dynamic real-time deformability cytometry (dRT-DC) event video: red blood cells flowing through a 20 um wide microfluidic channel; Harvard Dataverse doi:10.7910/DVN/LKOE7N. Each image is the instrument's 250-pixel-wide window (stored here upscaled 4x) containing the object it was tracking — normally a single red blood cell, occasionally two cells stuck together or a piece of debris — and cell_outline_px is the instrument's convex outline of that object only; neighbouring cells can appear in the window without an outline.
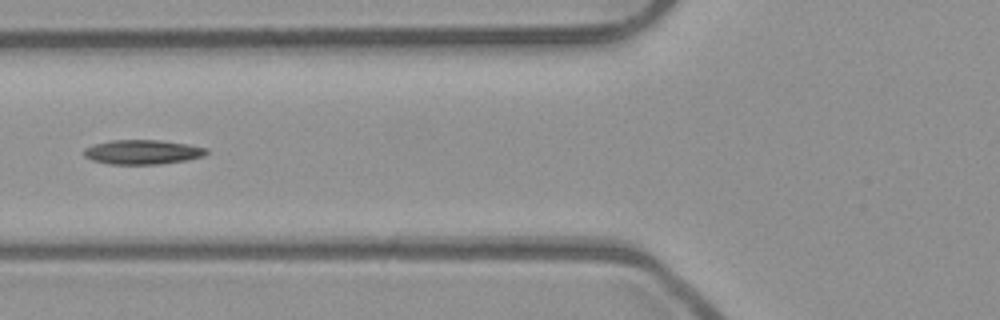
{"species": "common noctule bat (a hibernating species)", "species_latin": "Nyctalus noctula", "temperature_condition": "room temperature", "stored_images_in_passage": 52, "camera_frame_rate_fps": 3000, "um_per_image_px": 0.085, "animal": {"sex": "male", "body_mass_g": 23.1, "forearm_length_mm": 52.7}, "frame": {"image": 1, "passage_image": 20, "time_ms": 6.333, "image_size_px": [1000, 320], "cell_outline_px": [[208, 152], [204, 156], [188, 160], [160, 164], [108, 164], [92, 160], [84, 156], [84, 148], [92, 144], [112, 140], [160, 140], [188, 144], [208, 148]], "centroid_in_image_um": [12.12, 12.92], "position_along_channel_um": 113.7, "area_um2": 17.63}}
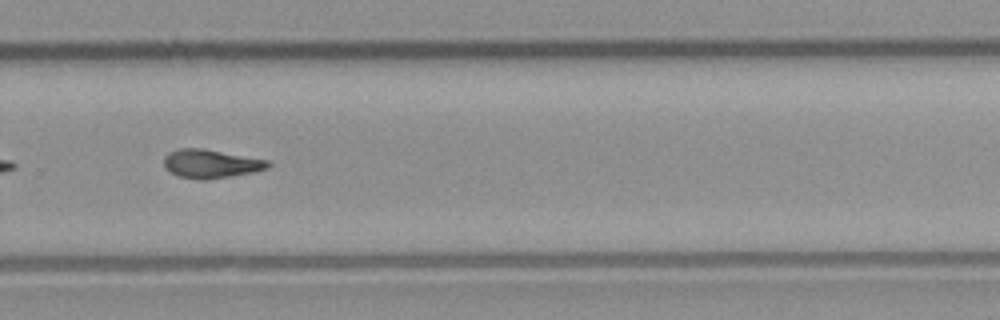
{"frame": {"image": 2, "passage_image": 35, "time_ms": 11.333, "image_size_px": [1000, 320], "cell_outline_px": [[272, 164], [268, 168], [252, 172], [232, 176], [208, 180], [200, 180], [180, 176], [172, 172], [164, 164], [164, 156], [168, 152], [180, 148], [204, 148], [268, 160]], "centroid_in_image_um": [17.95, 13.91], "position_along_channel_um": 311.9, "area_um2": 17.34}}
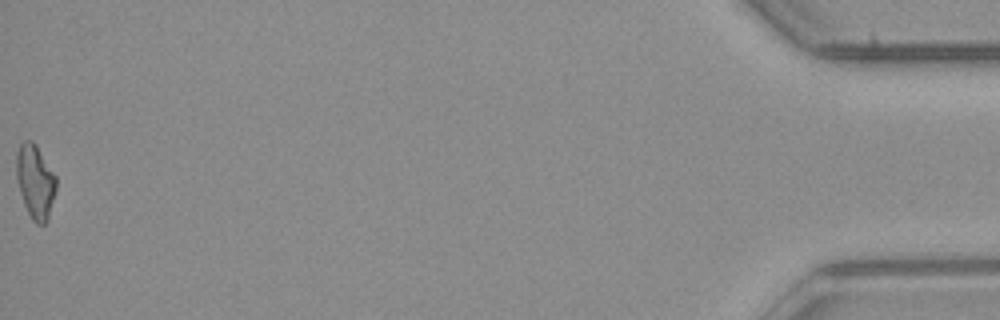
{"frame": {"image": 3, "passage_image": 52, "time_ms": 17.0, "image_size_px": [1000, 320], "cell_outline_px": [[56, 188], [48, 220], [44, 224], [36, 224], [32, 220], [24, 204], [16, 180], [16, 152], [20, 144], [24, 140], [32, 140], [36, 144], [56, 176]], "centroid_in_image_um": [2.99, 15.42], "position_along_channel_um": 432.2, "area_um2": 17.22}, "authors_computed_cell_mechanics": {"area_um2": 17.3111, "velocity_mm_per_s": 3.9602, "shape_relaxation_time_tau1_ms": 5.3386, "shape_relaxation_time_tau2_ms": 8.3445, "deformation_change_tau1": 0.1967, "deformation_change_tau2": 0.1911}}